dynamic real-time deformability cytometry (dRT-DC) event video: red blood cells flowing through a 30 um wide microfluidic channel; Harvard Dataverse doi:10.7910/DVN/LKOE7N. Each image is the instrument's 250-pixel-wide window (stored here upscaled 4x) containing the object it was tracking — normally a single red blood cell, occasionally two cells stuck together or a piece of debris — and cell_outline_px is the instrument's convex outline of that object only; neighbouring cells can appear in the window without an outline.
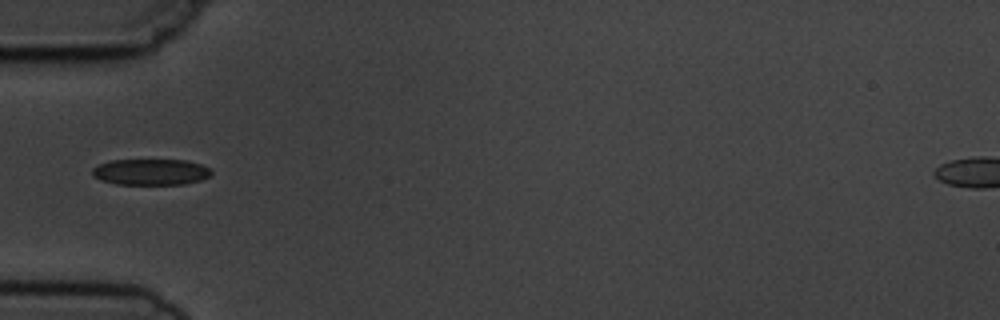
{"species": "common noctule bat (a hibernating species)", "species_latin": "Nyctalus noctula", "temperature_condition": "cold", "stored_images_in_passage": 11, "camera_frame_rate_fps": 3000, "um_per_image_px": 0.085, "animal": {"sex": "male", "body_mass_g": 19.5, "forearm_length_mm": 54.6}, "frame": {"image": 1, "passage_image": 5, "time_ms": 5.667, "image_size_px": [1000, 320], "cell_outline_px": [[212, 176], [200, 180], [184, 184], [116, 184], [100, 180], [92, 176], [92, 168], [100, 164], [112, 160], [188, 160], [212, 168]], "centroid_in_image_um": [12.85, 14.61], "position_along_channel_um": 72.2, "area_um2": 18.26}}
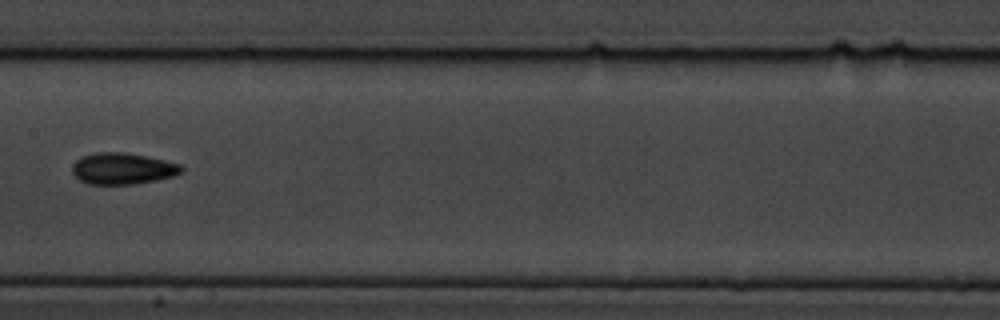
{"frame": {"image": 2, "passage_image": 8, "time_ms": 9.0, "image_size_px": [1000, 320], "cell_outline_px": [[184, 168], [176, 176], [136, 184], [88, 184], [80, 180], [72, 172], [72, 168], [76, 160], [84, 156], [96, 152], [124, 152], [164, 160], [180, 164]], "centroid_in_image_um": [10.44, 14.33], "position_along_channel_um": 197.0, "area_um2": 19.88}}
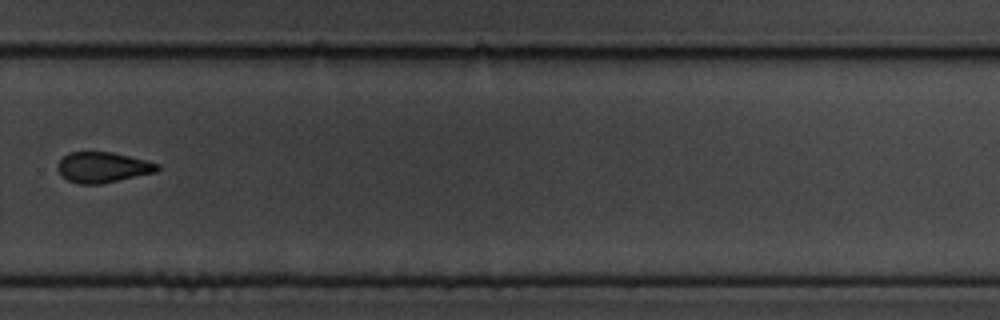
{"frame": {"image": 3, "passage_image": 11, "time_ms": 12.333, "image_size_px": [1000, 320], "cell_outline_px": [[160, 168], [156, 172], [100, 184], [80, 184], [68, 180], [56, 168], [56, 164], [68, 152], [112, 152], [160, 164]], "centroid_in_image_um": [8.72, 14.22], "position_along_channel_um": 321.1, "area_um2": 17.57}}